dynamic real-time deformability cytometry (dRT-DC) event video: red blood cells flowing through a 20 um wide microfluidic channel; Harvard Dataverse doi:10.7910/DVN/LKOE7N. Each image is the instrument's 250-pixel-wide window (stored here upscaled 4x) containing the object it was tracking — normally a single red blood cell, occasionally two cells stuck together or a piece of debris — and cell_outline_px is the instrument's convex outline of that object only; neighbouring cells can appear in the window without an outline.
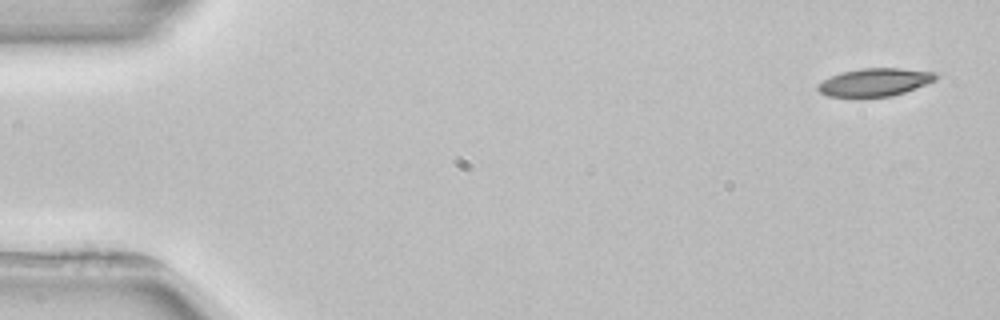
{"species": "common noctule bat (a hibernating species)", "species_latin": "Nyctalus noctula", "temperature_condition": "room temperature", "stored_images_in_passage": 3, "camera_frame_rate_fps": 3000, "um_per_image_px": 0.085, "animal": {"sex": "female", "body_mass_g": 22.7, "forearm_length_mm": 54.2}, "frame": {"image": 1, "passage_image": 1, "time_ms": 0.0, "image_size_px": [1000, 320], "cell_outline_px": [[940, 76], [936, 80], [916, 88], [892, 96], [828, 96], [820, 92], [816, 88], [816, 84], [840, 72], [860, 68], [900, 68], [936, 72]], "centroid_in_image_um": [74.39, 6.97], "position_along_channel_um": 10.6, "area_um2": 19.13}}